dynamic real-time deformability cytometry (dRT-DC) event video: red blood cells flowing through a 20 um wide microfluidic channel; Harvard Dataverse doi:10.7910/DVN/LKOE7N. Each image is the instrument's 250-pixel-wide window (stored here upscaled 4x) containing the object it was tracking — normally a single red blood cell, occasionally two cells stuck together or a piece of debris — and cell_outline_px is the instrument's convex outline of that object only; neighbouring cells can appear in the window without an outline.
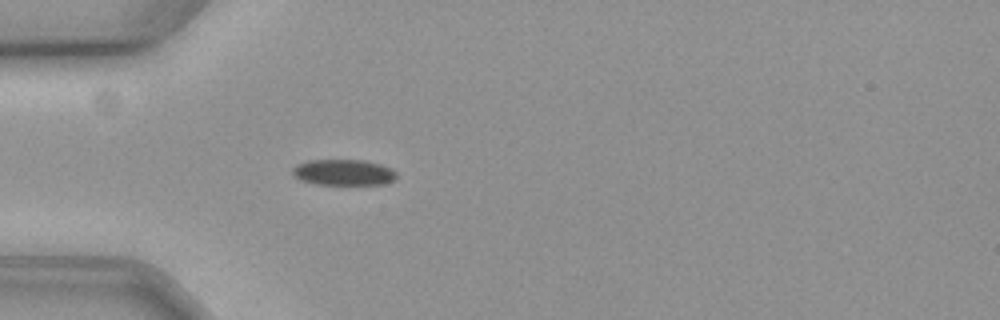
{"species": "common noctule bat (a hibernating species)", "species_latin": "Nyctalus noctula", "temperature_condition": "cold", "stored_images_in_passage": 33, "camera_frame_rate_fps": 3000, "um_per_image_px": 0.085, "animal": {"sex": "female", "body_mass_g": 19.3, "forearm_length_mm": 54.1}, "frame": {"image": 1, "passage_image": 5, "time_ms": 1.333, "image_size_px": [1000, 320], "cell_outline_px": [[396, 176], [392, 180], [384, 184], [316, 184], [300, 180], [292, 172], [292, 168], [296, 164], [308, 160], [364, 160], [380, 164], [392, 168], [396, 172]], "centroid_in_image_um": [29.19, 14.64], "position_along_channel_um": 55.8, "area_um2": 15.66}}
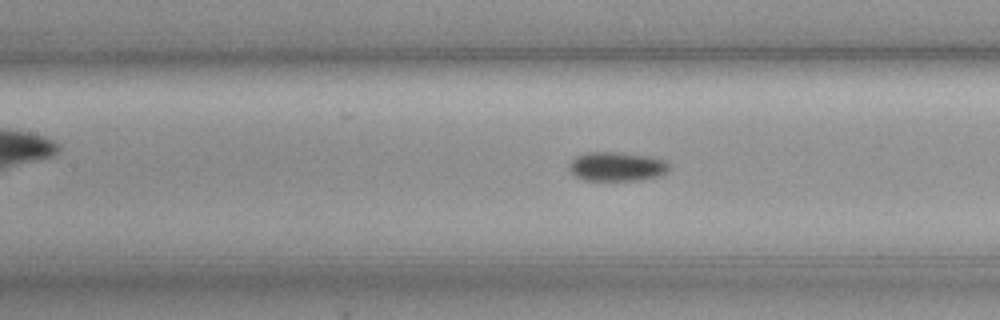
{"frame": {"image": 2, "passage_image": 14, "time_ms": 4.333, "image_size_px": [1000, 320], "cell_outline_px": [[668, 168], [660, 176], [640, 180], [584, 180], [568, 172], [568, 164], [576, 156], [588, 152], [616, 152], [648, 156], [664, 160], [668, 164]], "centroid_in_image_um": [52.37, 14.16], "position_along_channel_um": 155.0, "area_um2": 16.94}}
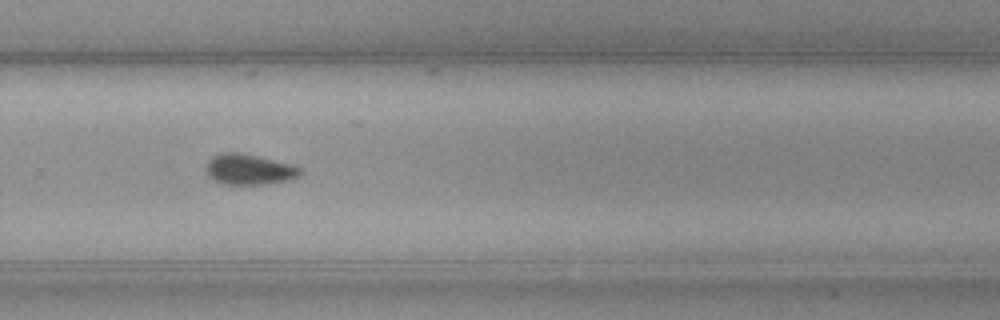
{"frame": {"image": 3, "passage_image": 27, "time_ms": 8.667, "image_size_px": [1000, 320], "cell_outline_px": [[300, 172], [296, 176], [288, 180], [268, 184], [220, 184], [212, 180], [208, 176], [204, 168], [208, 160], [212, 156], [224, 152], [236, 152], [256, 156], [292, 164], [300, 168]], "centroid_in_image_um": [21.09, 14.41], "position_along_channel_um": 308.7, "area_um2": 16.76}, "authors_computed_cell_mechanics": {"area_um2": 16.9932, "velocity_mm_per_s": 3.5566, "shape_relaxation_time_tau1_ms": 5.6928, "shape_relaxation_time_tau2_ms": null, "deformation_change_tau1": 0.0786, "deformation_change_tau2": null}}